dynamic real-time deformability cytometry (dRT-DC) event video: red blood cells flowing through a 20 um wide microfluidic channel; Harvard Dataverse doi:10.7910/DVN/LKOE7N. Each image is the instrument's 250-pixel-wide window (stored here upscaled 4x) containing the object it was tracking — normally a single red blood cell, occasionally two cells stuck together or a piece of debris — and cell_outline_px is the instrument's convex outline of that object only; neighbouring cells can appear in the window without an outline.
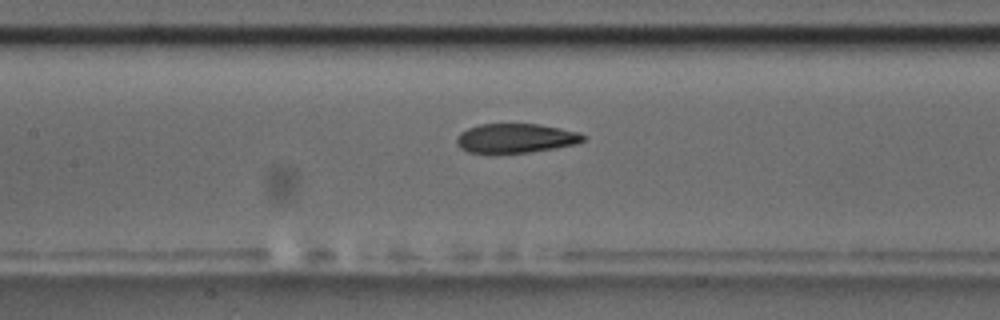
{"species": "common noctule bat (a hibernating species)", "species_latin": "Nyctalus noctula", "temperature_condition": "room temperature", "stored_images_in_passage": 41, "camera_frame_rate_fps": 3000, "um_per_image_px": 0.085, "animal": {"sex": "male", "body_mass_g": 17.5, "forearm_length_mm": 52.3}, "frame": {"image": 1, "passage_image": 11, "time_ms": 3.333, "image_size_px": [1000, 320], "cell_outline_px": [[584, 140], [576, 144], [528, 152], [468, 152], [460, 148], [456, 144], [456, 136], [460, 132], [468, 128], [480, 124], [536, 124], [560, 128], [576, 132], [584, 136]], "centroid_in_image_um": [43.77, 11.74], "position_along_channel_um": 163.6, "area_um2": 21.21}}
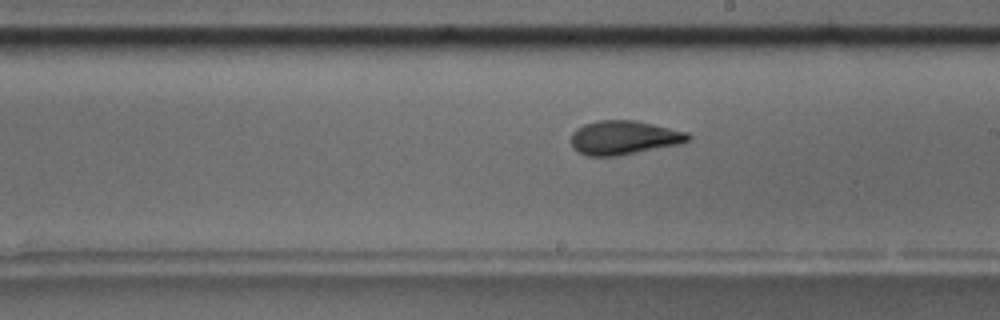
{"frame": {"image": 2, "passage_image": 17, "time_ms": 5.333, "image_size_px": [1000, 320], "cell_outline_px": [[692, 136], [684, 144], [620, 156], [588, 156], [576, 152], [572, 148], [572, 132], [576, 128], [584, 124], [596, 120], [636, 120], [688, 132]], "centroid_in_image_um": [53.05, 11.71], "position_along_channel_um": 235.9, "area_um2": 23.7}}
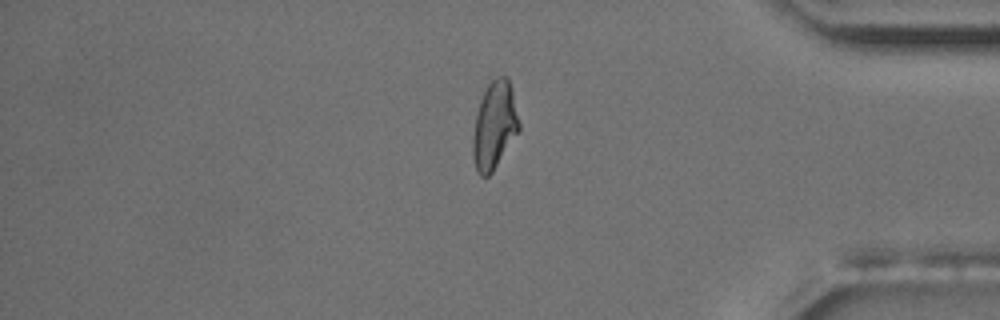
{"frame": {"image": 3, "passage_image": 32, "time_ms": 10.333, "image_size_px": [1000, 320], "cell_outline_px": [[520, 128], [492, 172], [488, 176], [480, 176], [476, 172], [472, 156], [472, 136], [476, 116], [480, 100], [488, 84], [496, 76], [508, 76], [512, 88], [520, 124]], "centroid_in_image_um": [42.01, 10.65], "position_along_channel_um": 393.2, "area_um2": 23.52}, "authors_computed_cell_mechanics": {"area_um2": 23.12, "velocity_mm_per_s": 3.6479, "shape_relaxation_time_tau1_ms": 7.4479, "shape_relaxation_time_tau2_ms": 2.0481, "deformation_change_tau1": 0.2355, "deformation_change_tau2": 0.0868}}